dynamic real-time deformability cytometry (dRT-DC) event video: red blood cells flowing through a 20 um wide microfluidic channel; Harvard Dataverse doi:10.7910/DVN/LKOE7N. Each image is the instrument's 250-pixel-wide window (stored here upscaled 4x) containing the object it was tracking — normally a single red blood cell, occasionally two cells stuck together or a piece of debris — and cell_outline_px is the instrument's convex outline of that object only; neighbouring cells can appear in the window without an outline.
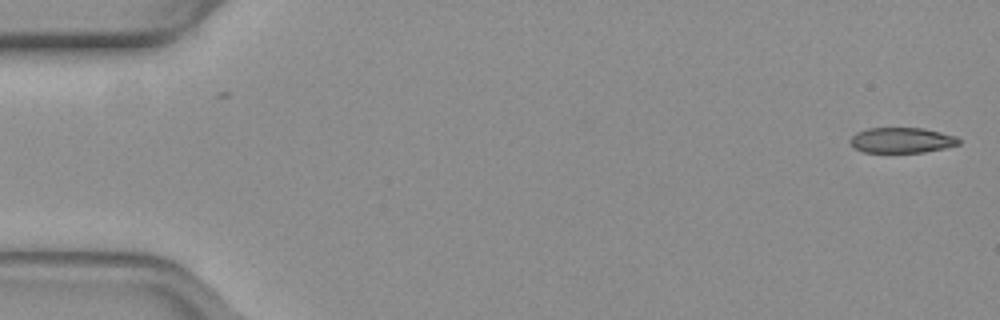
{"species": "common noctule bat (a hibernating species)", "species_latin": "Nyctalus noctula", "temperature_condition": "warm", "stored_images_in_passage": 10, "camera_frame_rate_fps": 3000, "um_per_image_px": 0.085, "animal": {"sex": "female", "body_mass_g": 19.3, "forearm_length_mm": 54.1}, "frame": {"image": 1, "passage_image": 1, "time_ms": 0.0, "image_size_px": [1000, 320], "cell_outline_px": [[960, 144], [944, 148], [924, 152], [864, 152], [856, 148], [848, 140], [856, 132], [868, 128], [924, 128], [956, 136], [960, 140]], "centroid_in_image_um": [76.65, 11.91], "position_along_channel_um": 8.4, "area_um2": 16.01}}